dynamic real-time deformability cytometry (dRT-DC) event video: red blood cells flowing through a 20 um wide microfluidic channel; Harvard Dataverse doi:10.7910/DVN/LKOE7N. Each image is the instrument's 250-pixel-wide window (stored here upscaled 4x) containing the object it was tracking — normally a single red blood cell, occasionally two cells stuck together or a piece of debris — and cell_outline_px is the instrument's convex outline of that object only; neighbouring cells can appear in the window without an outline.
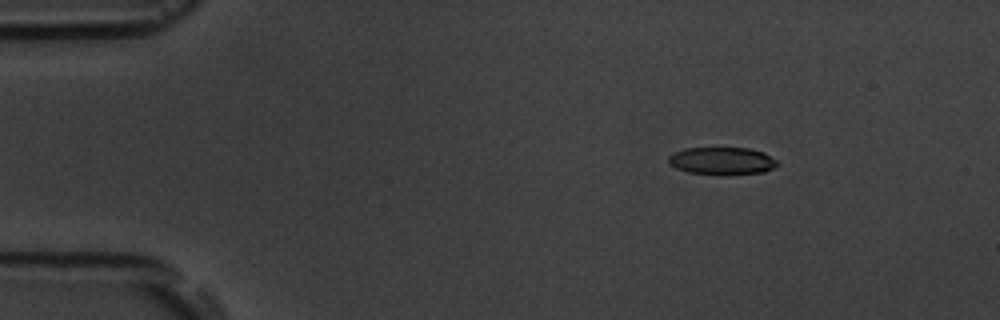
{"species": "common noctule bat (a hibernating species)", "species_latin": "Nyctalus noctula", "temperature_condition": "room temperature", "stored_images_in_passage": 4, "camera_frame_rate_fps": 3000, "um_per_image_px": 0.085, "animal": {"sex": "male", "body_mass_g": 19.5, "forearm_length_mm": 54.6}, "frame": {"image": 1, "passage_image": 3, "time_ms": 2.0, "image_size_px": [1000, 320], "cell_outline_px": [[780, 164], [764, 172], [724, 176], [688, 172], [676, 168], [668, 164], [668, 156], [684, 148], [748, 148], [764, 152], [776, 160]], "centroid_in_image_um": [61.37, 13.69], "position_along_channel_um": 23.6, "area_um2": 17.74}}